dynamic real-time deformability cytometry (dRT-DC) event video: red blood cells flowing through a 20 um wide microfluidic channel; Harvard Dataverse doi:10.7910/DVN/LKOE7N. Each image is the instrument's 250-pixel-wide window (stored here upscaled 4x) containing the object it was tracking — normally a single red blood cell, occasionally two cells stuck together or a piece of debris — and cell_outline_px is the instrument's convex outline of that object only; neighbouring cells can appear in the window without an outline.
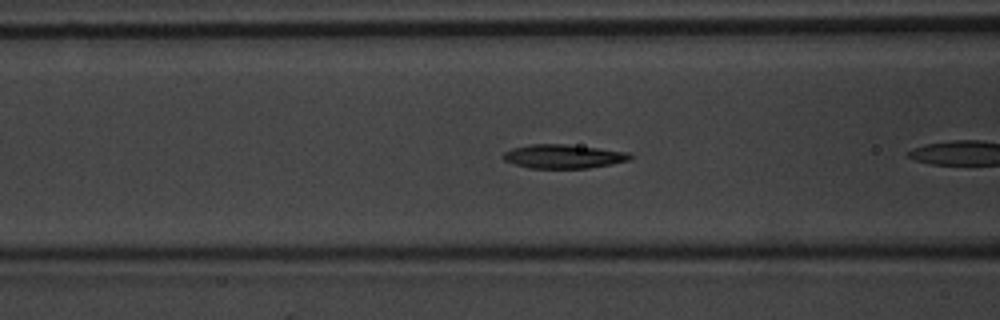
{"species": "common noctule bat (a hibernating species)", "species_latin": "Nyctalus noctula", "temperature_condition": "warm", "stored_images_in_passage": 8, "camera_frame_rate_fps": 3000, "um_per_image_px": 0.085, "animal": {"sex": "male", "body_mass_g": 20.1, "forearm_length_mm": 53.5}, "frame": {"image": 1, "passage_image": 7, "time_ms": 2.0, "image_size_px": [1000, 320], "cell_outline_px": [[632, 156], [628, 160], [612, 164], [588, 168], [528, 168], [504, 160], [504, 152], [512, 148], [528, 144], [564, 144], [628, 152]], "centroid_in_image_um": [47.87, 13.29], "position_along_channel_um": 118.7, "area_um2": 17.46}}